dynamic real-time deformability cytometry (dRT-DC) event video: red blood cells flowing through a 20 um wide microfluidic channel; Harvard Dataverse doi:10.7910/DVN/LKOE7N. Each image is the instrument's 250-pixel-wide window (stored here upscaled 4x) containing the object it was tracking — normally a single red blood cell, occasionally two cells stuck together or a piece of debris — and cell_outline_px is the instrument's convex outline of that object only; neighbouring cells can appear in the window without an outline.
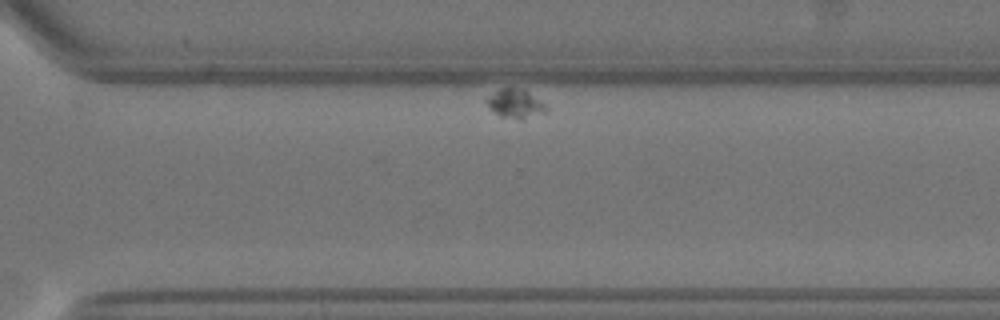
{"species": "Egyptian fruit bat (a non-hibernating species)", "species_latin": "Rousettus aegyptiacus", "temperature_condition": "warm", "stored_images_in_passage": 45, "camera_frame_rate_fps": 3000, "um_per_image_px": 0.085, "animal": {"sex": "female"}, "frame": {"image": 1, "passage_image": 39, "time_ms": 12.667, "image_size_px": [1000, 320], "cell_outline_px": [[548, 112], [520, 120], [500, 116], [488, 108], [484, 100], [488, 96], [500, 88], [524, 88], [544, 104], [548, 108]], "centroid_in_image_um": [43.79, 8.82], "position_along_channel_um": 326.8, "area_um2": 10.23}}
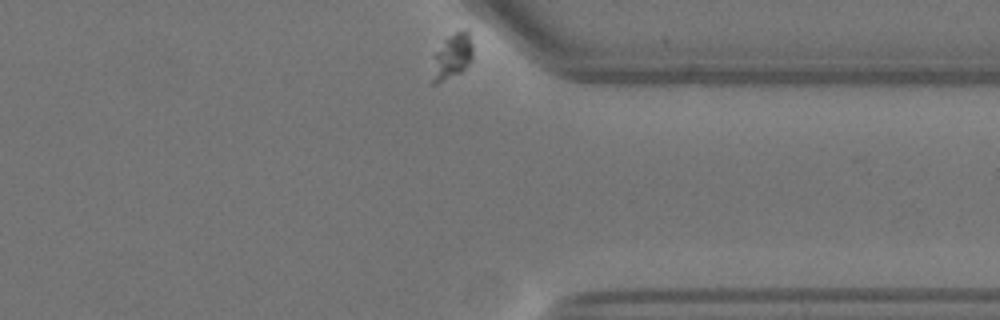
{"frame": {"image": 2, "passage_image": 45, "time_ms": 14.667, "image_size_px": [1000, 320], "cell_outline_px": [[472, 60], [460, 72], [436, 84], [432, 84], [432, 56], [444, 40], [448, 36], [456, 32], [468, 28], [472, 44]], "centroid_in_image_um": [38.41, 4.77], "position_along_channel_um": 373.0, "area_um2": 10.81}}